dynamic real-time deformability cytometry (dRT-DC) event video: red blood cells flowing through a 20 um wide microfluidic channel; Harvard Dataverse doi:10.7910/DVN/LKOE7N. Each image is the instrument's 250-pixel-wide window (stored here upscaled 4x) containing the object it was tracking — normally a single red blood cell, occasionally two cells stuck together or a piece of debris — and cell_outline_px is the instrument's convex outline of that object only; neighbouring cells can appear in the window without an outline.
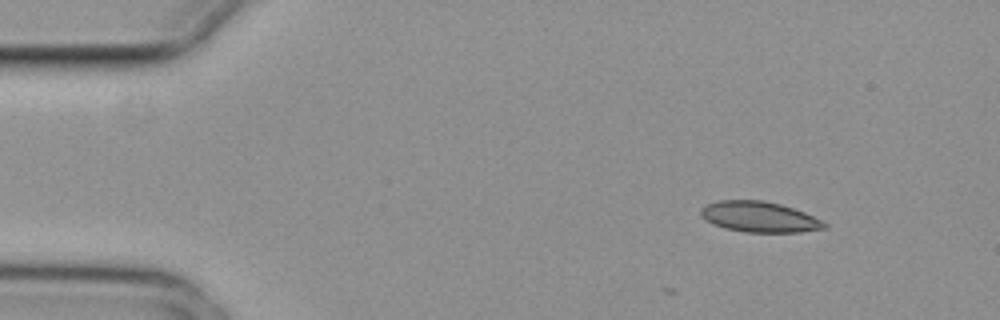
{"species": "common noctule bat (a hibernating species)", "species_latin": "Nyctalus noctula", "temperature_condition": "cold", "stored_images_in_passage": 3, "camera_frame_rate_fps": 3000, "um_per_image_px": 0.085, "animal": {"sex": "female", "body_mass_g": 29.2, "forearm_length_mm": 56.3}, "frame": {"image": 1, "passage_image": 1, "time_ms": 0.0, "image_size_px": [1000, 320], "cell_outline_px": [[828, 228], [800, 232], [744, 232], [724, 228], [712, 224], [704, 220], [700, 216], [700, 208], [704, 204], [716, 200], [764, 200], [780, 204], [804, 212], [828, 224]], "centroid_in_image_um": [64.48, 18.43], "position_along_channel_um": 20.5, "area_um2": 22.31}}